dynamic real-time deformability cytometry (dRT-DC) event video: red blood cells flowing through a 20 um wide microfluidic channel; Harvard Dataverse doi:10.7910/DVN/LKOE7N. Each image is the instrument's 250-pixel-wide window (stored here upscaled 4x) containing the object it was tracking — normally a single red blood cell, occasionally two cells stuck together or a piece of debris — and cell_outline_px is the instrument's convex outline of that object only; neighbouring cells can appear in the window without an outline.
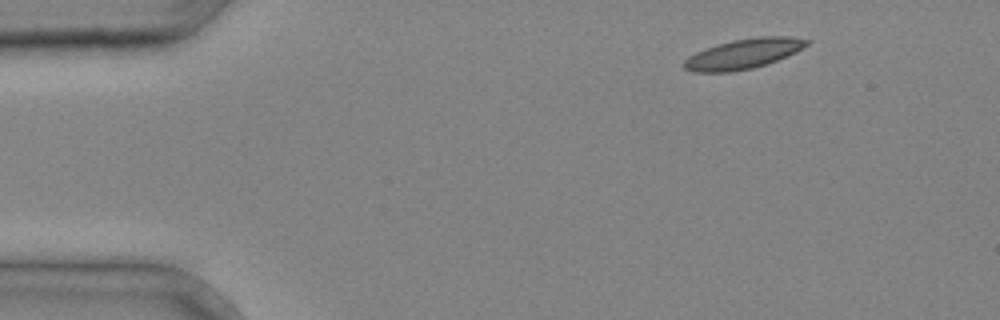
{"species": "common noctule bat (a hibernating species)", "species_latin": "Nyctalus noctula", "temperature_condition": "cold", "stored_images_in_passage": 2, "camera_frame_rate_fps": 3000, "um_per_image_px": 0.085, "animal": {"sex": "male", "body_mass_g": 20.4}, "frame": {"image": 1, "passage_image": 1, "time_ms": 0.0, "image_size_px": [1000, 320], "cell_outline_px": [[812, 40], [808, 44], [796, 52], [776, 60], [752, 68], [728, 72], [692, 72], [684, 68], [684, 60], [688, 56], [704, 48], [716, 44], [732, 40], [756, 36], [792, 36]], "centroid_in_image_um": [63.19, 4.55], "position_along_channel_um": 21.8, "area_um2": 21.5}}